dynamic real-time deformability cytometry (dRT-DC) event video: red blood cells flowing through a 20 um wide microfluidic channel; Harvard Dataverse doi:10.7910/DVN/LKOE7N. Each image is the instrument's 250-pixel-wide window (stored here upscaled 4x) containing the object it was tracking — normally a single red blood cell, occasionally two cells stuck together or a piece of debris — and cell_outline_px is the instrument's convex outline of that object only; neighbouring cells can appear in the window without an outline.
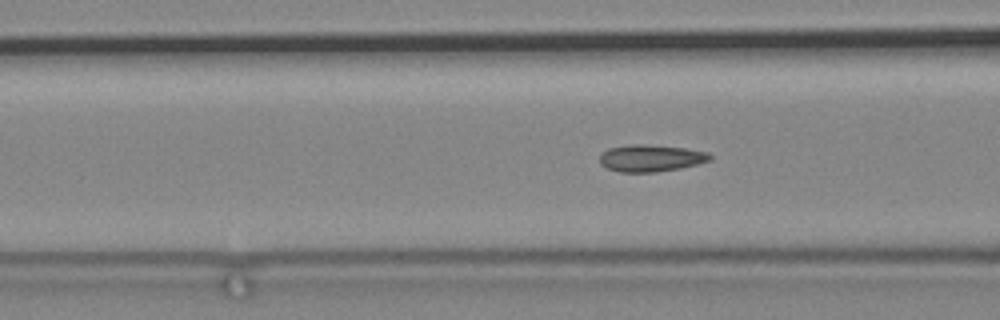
{"species": "common noctule bat (a hibernating species)", "species_latin": "Nyctalus noctula", "temperature_condition": "cold", "stored_images_in_passage": 68, "camera_frame_rate_fps": 3000, "um_per_image_px": 0.085, "animal": {"sex": "male", "body_mass_g": 19.2, "forearm_length_mm": 51.8}, "frame": {"image": 1, "passage_image": 41, "time_ms": 13.333, "image_size_px": [1000, 320], "cell_outline_px": [[712, 160], [680, 168], [656, 172], [620, 172], [608, 168], [600, 164], [600, 156], [608, 148], [632, 144], [644, 144], [684, 148], [708, 152], [712, 156]], "centroid_in_image_um": [55.33, 13.44], "position_along_channel_um": 111.3, "area_um2": 17.22}}
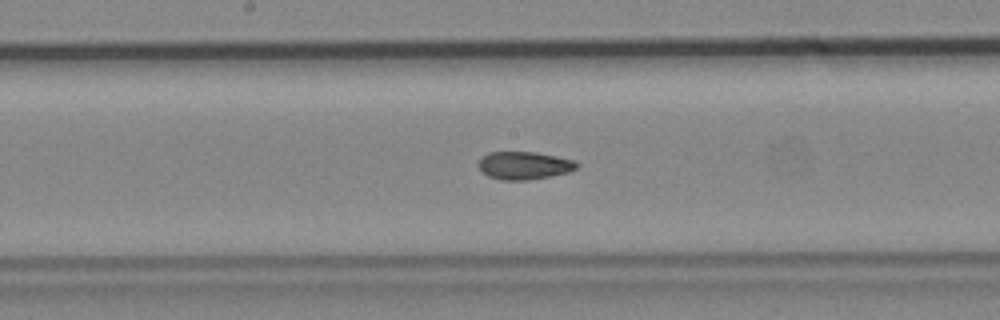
{"frame": {"image": 2, "passage_image": 50, "time_ms": 16.333, "image_size_px": [1000, 320], "cell_outline_px": [[580, 164], [576, 168], [568, 172], [528, 180], [500, 180], [488, 176], [476, 164], [480, 156], [488, 152], [536, 152], [576, 160]], "centroid_in_image_um": [44.52, 14.05], "position_along_channel_um": 203.7, "area_um2": 16.07}}
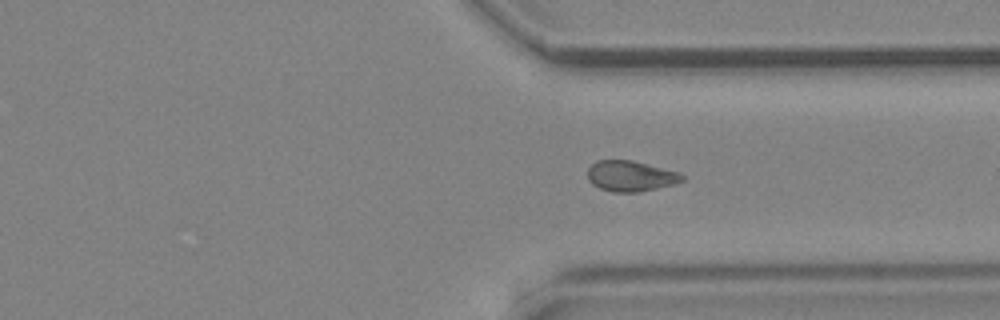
{"frame": {"image": 3, "passage_image": 65, "time_ms": 21.333, "image_size_px": [1000, 320], "cell_outline_px": [[684, 180], [672, 184], [640, 192], [612, 192], [600, 188], [592, 184], [588, 180], [588, 168], [596, 160], [632, 160], [680, 172], [684, 176]], "centroid_in_image_um": [53.59, 14.96], "position_along_channel_um": 357.8, "area_um2": 16.88}}